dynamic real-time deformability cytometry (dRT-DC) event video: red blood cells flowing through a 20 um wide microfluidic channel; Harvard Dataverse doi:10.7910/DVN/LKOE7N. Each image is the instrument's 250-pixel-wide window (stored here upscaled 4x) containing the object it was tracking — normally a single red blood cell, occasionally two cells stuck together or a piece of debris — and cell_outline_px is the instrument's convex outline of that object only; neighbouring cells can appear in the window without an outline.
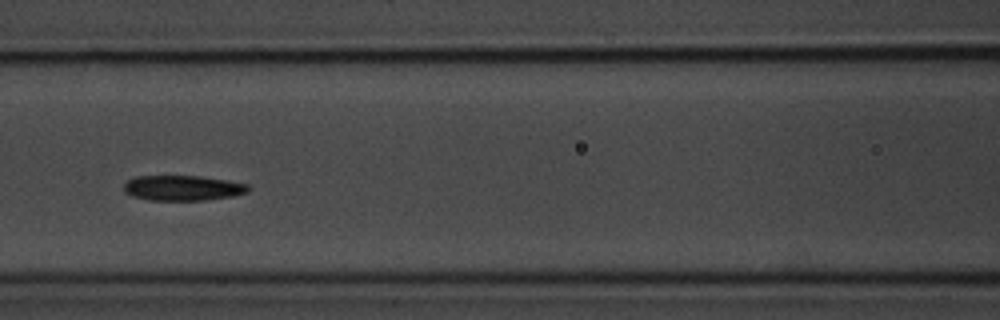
{"species": "common noctule bat (a hibernating species)", "species_latin": "Nyctalus noctula", "temperature_condition": "room temperature", "stored_images_in_passage": 12, "camera_frame_rate_fps": 3000, "um_per_image_px": 0.085, "animal": {"sex": "male", "body_mass_g": 20.1, "forearm_length_mm": 53.5}, "frame": {"image": 1, "passage_image": 4, "time_ms": 4.333, "image_size_px": [1000, 320], "cell_outline_px": [[252, 188], [248, 192], [232, 196], [204, 200], [148, 200], [132, 196], [124, 192], [124, 184], [128, 180], [136, 176], [200, 176], [228, 180], [248, 184]], "centroid_in_image_um": [15.55, 15.97], "position_along_channel_um": 151.1, "area_um2": 18.38}}
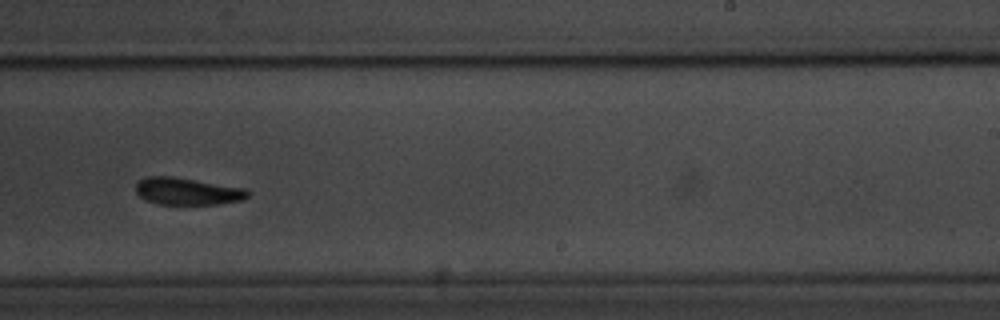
{"frame": {"image": 2, "passage_image": 7, "time_ms": 7.667, "image_size_px": [1000, 320], "cell_outline_px": [[252, 192], [244, 200], [220, 204], [156, 204], [144, 200], [136, 192], [136, 184], [144, 176], [172, 176], [248, 188]], "centroid_in_image_um": [15.97, 16.26], "position_along_channel_um": 273.0, "area_um2": 18.09}}
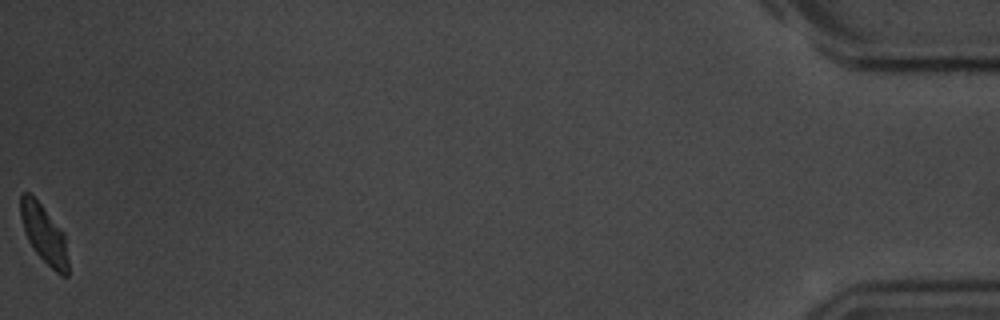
{"frame": {"image": 3, "passage_image": 12, "time_ms": 14.667, "image_size_px": [1000, 320], "cell_outline_px": [[68, 276], [60, 276], [36, 252], [28, 240], [24, 232], [20, 216], [20, 196], [24, 192], [28, 192], [40, 204], [64, 232], [68, 260]], "centroid_in_image_um": [3.74, 19.91], "position_along_channel_um": 431.5, "area_um2": 16.01}, "authors_computed_cell_mechanics": {"area_um2": 18.3804, "velocity_mm_per_s": 3.6802, "shape_relaxation_time_tau1_ms": 3.1109, "shape_relaxation_time_tau2_ms": 5.8442, "deformation_change_tau1": 0.1061, "deformation_change_tau2": 0.1156}}